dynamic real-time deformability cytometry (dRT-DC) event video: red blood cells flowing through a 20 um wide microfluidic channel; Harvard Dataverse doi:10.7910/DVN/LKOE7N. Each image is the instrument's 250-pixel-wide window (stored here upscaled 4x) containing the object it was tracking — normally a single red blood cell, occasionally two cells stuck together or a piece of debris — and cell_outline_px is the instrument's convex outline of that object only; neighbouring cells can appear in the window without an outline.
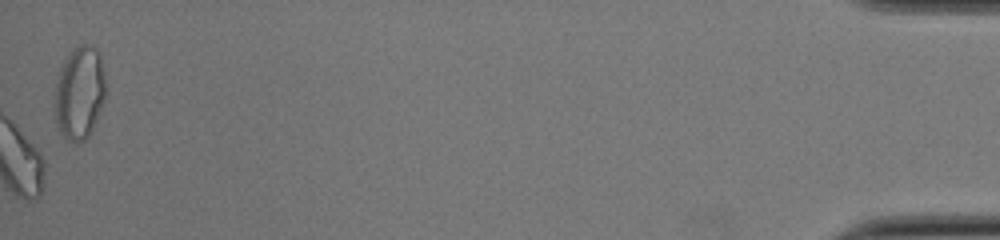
{"species": "common noctule bat (a hibernating species)", "species_latin": "Nyctalus noctula", "temperature_condition": "cold", "stored_images_in_passage": 51, "camera_frame_rate_fps": 3000, "um_per_image_px": 0.085, "animal": {"sex": "female", "body_mass_g": 22.0, "forearm_length_mm": 56.7}, "frame": {"image": 1, "passage_image": 51, "time_ms": 16.667, "image_size_px": [1000, 240], "cell_outline_px": [[108, 92], [100, 112], [88, 136], [84, 140], [76, 144], [68, 140], [60, 132], [56, 120], [56, 84], [60, 68], [64, 60], [72, 48], [80, 44], [92, 44], [100, 52]], "centroid_in_image_um": [6.81, 7.85], "position_along_channel_um": 428.4, "area_um2": 27.98}, "authors_computed_cell_mechanics": {"area_um2": 15.8372, "velocity_mm_per_s": 3.8422, "shape_relaxation_time_tau1_ms": 4.897, "shape_relaxation_time_tau2_ms": 2.8634, "deformation_change_tau1": 0.1734, "deformation_change_tau2": 0.0711}}